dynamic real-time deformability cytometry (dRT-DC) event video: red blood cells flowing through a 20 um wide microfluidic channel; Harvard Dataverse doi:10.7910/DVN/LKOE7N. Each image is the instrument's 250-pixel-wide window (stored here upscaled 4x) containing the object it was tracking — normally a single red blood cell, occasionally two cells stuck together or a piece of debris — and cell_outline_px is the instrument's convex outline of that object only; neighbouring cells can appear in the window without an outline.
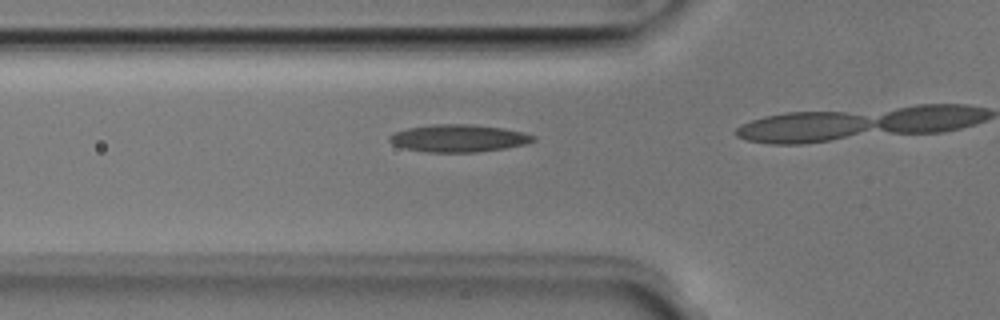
{"species": "Egyptian fruit bat (a non-hibernating species)", "species_latin": "Rousettus aegyptiacus", "temperature_condition": "room temperature", "stored_images_in_passage": 16, "camera_frame_rate_fps": 3000, "um_per_image_px": 0.085, "animal": {"sex": "male"}, "frame": {"image": 1, "passage_image": 13, "time_ms": 4.0, "image_size_px": [1000, 320], "cell_outline_px": [[536, 140], [524, 144], [504, 148], [476, 152], [428, 152], [404, 148], [392, 144], [388, 140], [388, 136], [396, 132], [408, 128], [432, 124], [468, 124], [504, 128], [524, 132], [536, 136]], "centroid_in_image_um": [38.98, 11.74], "position_along_channel_um": 86.8, "area_um2": 22.95}}